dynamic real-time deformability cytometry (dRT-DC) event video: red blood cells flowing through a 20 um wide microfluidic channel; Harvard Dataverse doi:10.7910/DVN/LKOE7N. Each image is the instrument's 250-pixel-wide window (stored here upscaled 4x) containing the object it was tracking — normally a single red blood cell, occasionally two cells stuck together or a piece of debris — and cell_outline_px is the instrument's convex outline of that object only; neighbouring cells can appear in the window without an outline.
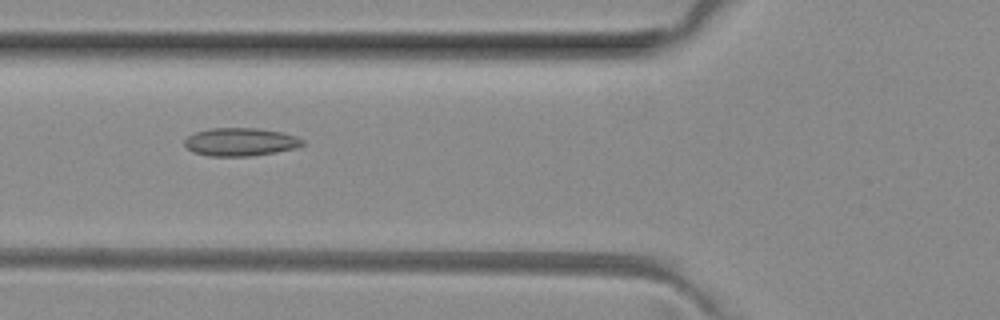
{"species": "common noctule bat (a hibernating species)", "species_latin": "Nyctalus noctula", "temperature_condition": "room temperature", "stored_images_in_passage": 33, "camera_frame_rate_fps": 3000, "um_per_image_px": 0.085, "animal": {"sex": "female", "body_mass_g": 29.2, "forearm_length_mm": 56.3}, "frame": {"image": 1, "passage_image": 12, "time_ms": 3.667, "image_size_px": [1000, 320], "cell_outline_px": [[304, 144], [296, 148], [276, 152], [252, 156], [208, 156], [192, 152], [184, 144], [184, 140], [188, 136], [196, 132], [212, 128], [256, 128], [284, 132], [296, 136], [304, 140]], "centroid_in_image_um": [20.45, 12.06], "position_along_channel_um": 105.3, "area_um2": 19.42}}
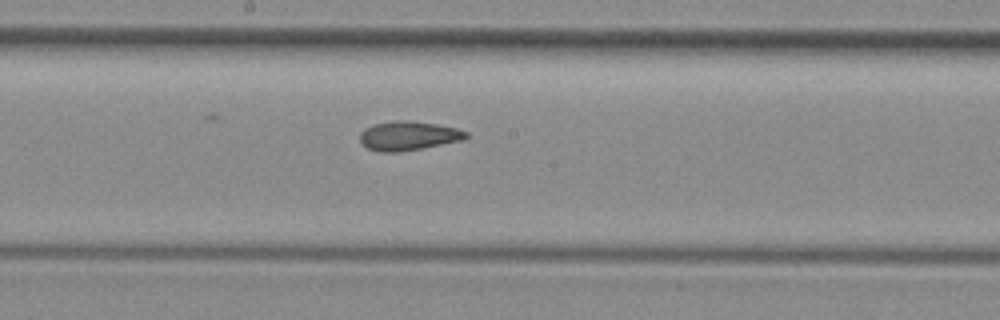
{"frame": {"image": 2, "passage_image": 20, "time_ms": 6.333, "image_size_px": [1000, 320], "cell_outline_px": [[468, 136], [464, 140], [420, 148], [396, 152], [380, 152], [368, 148], [360, 140], [360, 132], [364, 128], [372, 124], [396, 120], [412, 120], [436, 124], [456, 128], [468, 132]], "centroid_in_image_um": [34.7, 11.52], "position_along_channel_um": 213.5, "area_um2": 17.98}}
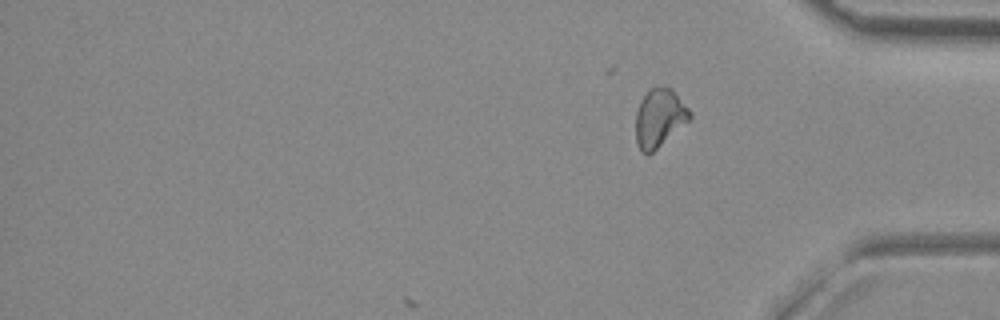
{"frame": {"image": 3, "passage_image": 33, "time_ms": 10.667, "image_size_px": [1000, 320], "cell_outline_px": [[692, 116], [688, 120], [648, 156], [640, 152], [636, 144], [636, 112], [640, 100], [648, 88], [672, 88], [692, 112]], "centroid_in_image_um": [56.01, 10.03], "position_along_channel_um": 379.2, "area_um2": 18.26}, "authors_computed_cell_mechanics": {"area_um2": 18.1492, "velocity_mm_per_s": 4.0512, "shape_relaxation_time_tau1_ms": null, "shape_relaxation_time_tau2_ms": 3.0662, "deformation_change_tau1": null, "deformation_change_tau2": 0.0937}}